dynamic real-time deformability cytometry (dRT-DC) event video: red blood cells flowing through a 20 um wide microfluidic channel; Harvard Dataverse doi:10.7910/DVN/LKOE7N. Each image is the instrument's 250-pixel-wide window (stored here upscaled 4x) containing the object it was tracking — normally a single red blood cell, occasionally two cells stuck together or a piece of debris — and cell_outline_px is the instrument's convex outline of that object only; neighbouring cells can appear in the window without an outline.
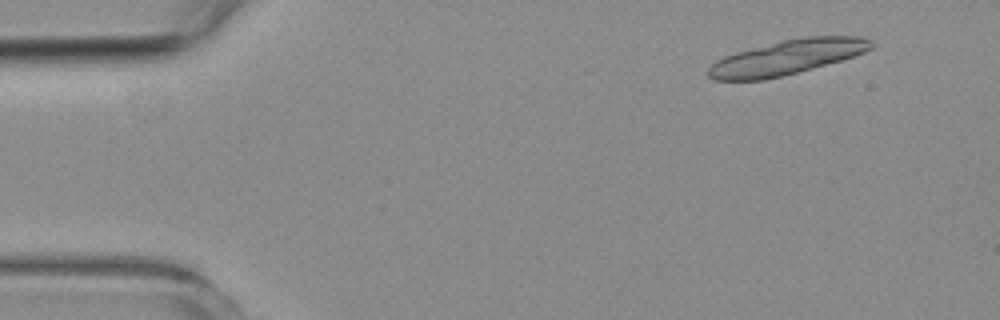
{"species": "common noctule bat (a hibernating species)", "species_latin": "Nyctalus noctula", "temperature_condition": "room temperature", "stored_images_in_passage": 18, "camera_frame_rate_fps": 3000, "um_per_image_px": 0.085, "animal": {"sex": "female", "body_mass_g": 19.3, "forearm_length_mm": 54.1}, "frame": {"image": 1, "passage_image": 5, "time_ms": 1.333, "image_size_px": [1000, 320], "cell_outline_px": [[872, 48], [864, 52], [840, 60], [784, 76], [764, 80], [716, 80], [708, 76], [708, 68], [716, 60], [724, 56], [736, 52], [784, 40], [804, 36], [860, 36], [872, 40]], "centroid_in_image_um": [66.88, 4.87], "position_along_channel_um": 18.1, "area_um2": 32.6}}